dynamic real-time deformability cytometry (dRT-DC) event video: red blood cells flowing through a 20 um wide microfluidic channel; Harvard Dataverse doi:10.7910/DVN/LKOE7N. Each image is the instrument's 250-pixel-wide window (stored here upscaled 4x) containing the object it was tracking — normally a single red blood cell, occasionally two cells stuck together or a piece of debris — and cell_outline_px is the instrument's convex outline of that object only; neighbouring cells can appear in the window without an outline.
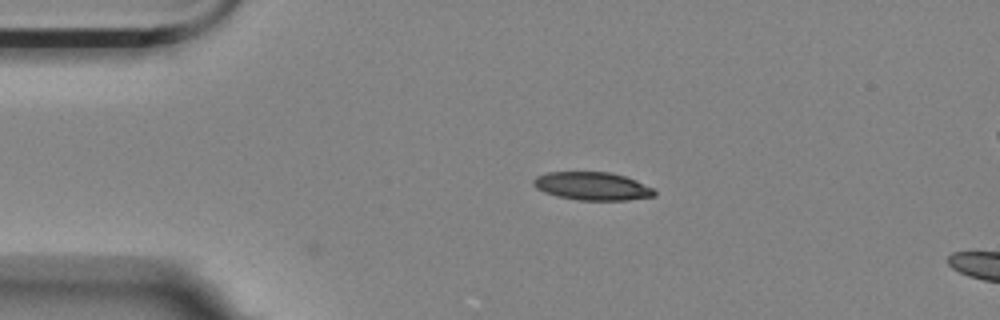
{"species": "Egyptian fruit bat (a non-hibernating species)", "species_latin": "Rousettus aegyptiacus", "temperature_condition": "room temperature", "stored_images_in_passage": 6, "camera_frame_rate_fps": 3000, "um_per_image_px": 0.085, "animal": {"sex": "female"}, "frame": {"image": 1, "passage_image": 6, "time_ms": 1.667, "image_size_px": [1000, 320], "cell_outline_px": [[656, 196], [628, 200], [576, 200], [556, 196], [544, 192], [536, 188], [532, 184], [532, 180], [536, 176], [548, 172], [612, 172], [636, 180], [652, 188], [656, 192]], "centroid_in_image_um": [50.32, 15.82], "position_along_channel_um": 34.7, "area_um2": 19.94}}